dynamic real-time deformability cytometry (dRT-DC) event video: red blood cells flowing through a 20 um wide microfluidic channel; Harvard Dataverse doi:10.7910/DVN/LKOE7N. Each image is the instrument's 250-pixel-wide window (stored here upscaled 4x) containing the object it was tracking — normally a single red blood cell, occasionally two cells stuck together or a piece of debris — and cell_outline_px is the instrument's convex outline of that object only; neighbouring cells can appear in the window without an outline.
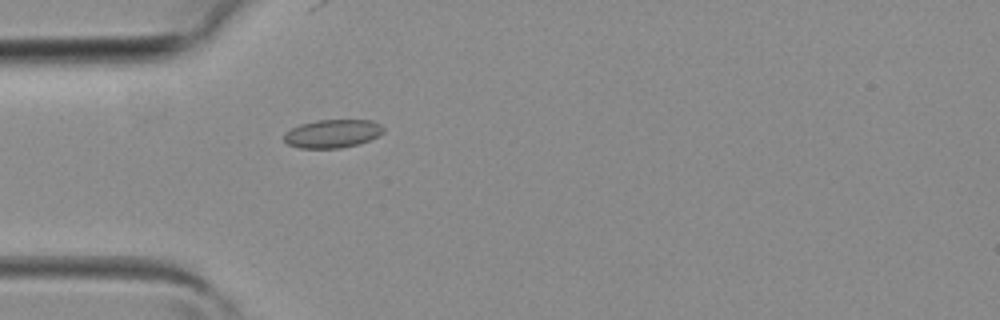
{"species": "common noctule bat (a hibernating species)", "species_latin": "Nyctalus noctula", "temperature_condition": "room temperature", "stored_images_in_passage": 4, "camera_frame_rate_fps": 3000, "um_per_image_px": 0.085, "animal": {"sex": "female", "body_mass_g": 19.3, "forearm_length_mm": 54.1}, "frame": {"image": 1, "passage_image": 4, "time_ms": 1.0, "image_size_px": [1000, 320], "cell_outline_px": [[384, 132], [360, 144], [340, 148], [300, 148], [288, 144], [284, 140], [284, 132], [300, 124], [316, 120], [372, 120], [380, 124], [384, 128]], "centroid_in_image_um": [28.25, 11.35], "position_along_channel_um": 56.7, "area_um2": 16.42}}